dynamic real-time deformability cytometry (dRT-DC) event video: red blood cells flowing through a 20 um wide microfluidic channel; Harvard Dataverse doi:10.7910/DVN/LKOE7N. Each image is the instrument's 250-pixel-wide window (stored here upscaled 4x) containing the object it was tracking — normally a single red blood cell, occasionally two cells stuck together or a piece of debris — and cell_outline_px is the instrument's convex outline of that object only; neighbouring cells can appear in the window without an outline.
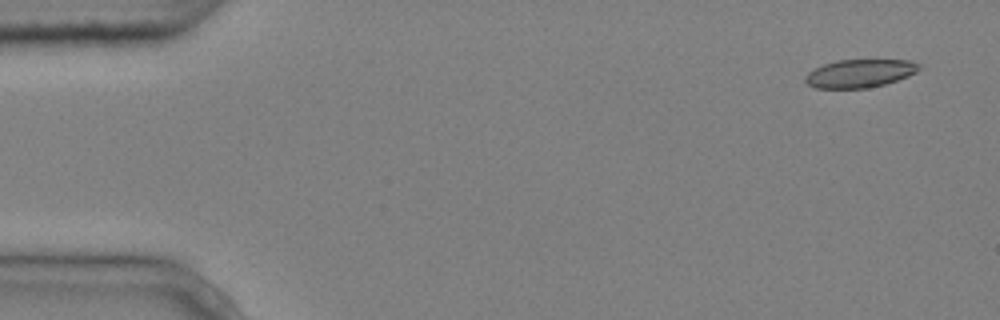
{"species": "common noctule bat (a hibernating species)", "species_latin": "Nyctalus noctula", "temperature_condition": "cold", "stored_images_in_passage": 10, "camera_frame_rate_fps": 3000, "um_per_image_px": 0.085, "animal": {"sex": "male", "body_mass_g": 20.4}, "frame": {"image": 1, "passage_image": 1, "time_ms": 0.0, "image_size_px": [1000, 320], "cell_outline_px": [[920, 68], [916, 72], [908, 76], [884, 84], [868, 88], [816, 88], [808, 84], [804, 80], [804, 76], [808, 72], [824, 64], [836, 60], [912, 60], [920, 64]], "centroid_in_image_um": [73.08, 6.23], "position_along_channel_um": 11.9, "area_um2": 18.61}}
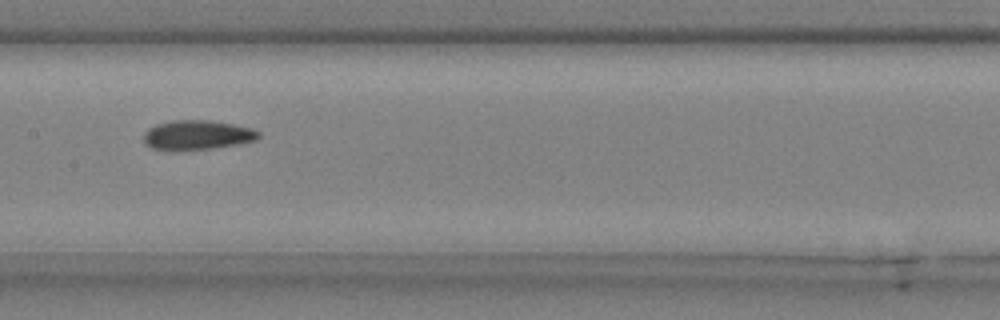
{"frame": {"image": 2, "passage_image": 8, "time_ms": 2.333, "image_size_px": [1000, 320], "cell_outline_px": [[260, 136], [256, 140], [236, 144], [212, 148], [172, 152], [152, 148], [144, 144], [144, 132], [148, 128], [156, 124], [172, 120], [208, 120], [232, 124], [252, 128], [260, 132]], "centroid_in_image_um": [16.71, 11.49], "position_along_channel_um": 190.7, "area_um2": 20.06}}
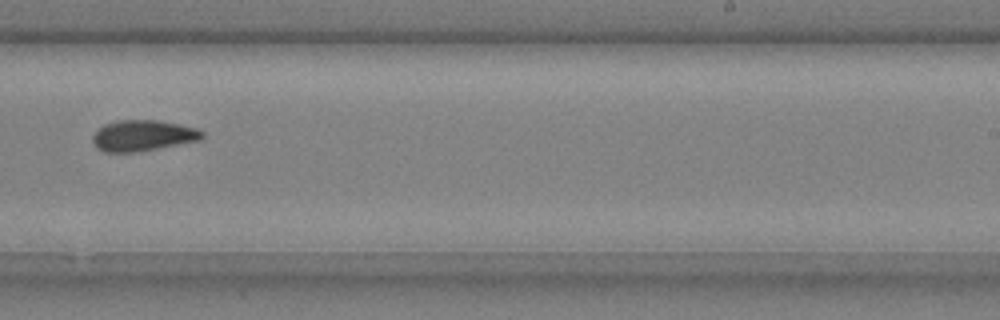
{"frame": {"image": 3, "passage_image": 10, "time_ms": 3.0, "image_size_px": [1000, 320], "cell_outline_px": [[204, 136], [200, 140], [140, 152], [104, 152], [96, 148], [92, 140], [92, 136], [96, 128], [104, 124], [116, 120], [160, 120], [180, 124], [196, 128], [204, 132]], "centroid_in_image_um": [12.11, 11.52], "position_along_channel_um": 276.9, "area_um2": 20.11}}